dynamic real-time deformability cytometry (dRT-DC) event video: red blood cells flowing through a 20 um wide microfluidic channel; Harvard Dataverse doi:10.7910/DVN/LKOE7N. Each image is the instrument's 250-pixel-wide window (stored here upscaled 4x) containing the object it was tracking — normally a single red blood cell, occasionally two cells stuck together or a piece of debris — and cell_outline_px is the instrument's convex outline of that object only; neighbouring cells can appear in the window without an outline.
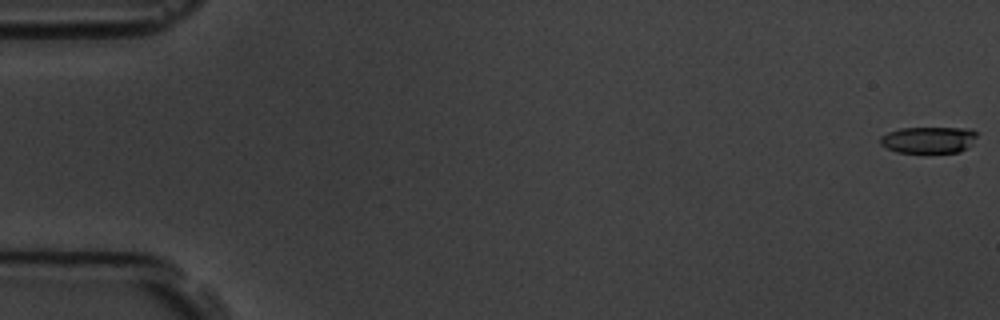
{"species": "common noctule bat (a hibernating species)", "species_latin": "Nyctalus noctula", "temperature_condition": "room temperature", "stored_images_in_passage": 5, "camera_frame_rate_fps": 3000, "um_per_image_px": 0.085, "animal": {"sex": "male", "body_mass_g": 19.5, "forearm_length_mm": 54.6}, "frame": {"image": 1, "passage_image": 1, "time_ms": 0.0, "image_size_px": [1000, 320], "cell_outline_px": [[976, 136], [972, 144], [968, 148], [960, 152], [896, 152], [880, 144], [880, 136], [888, 132], [900, 128], [972, 128], [976, 132]], "centroid_in_image_um": [78.94, 11.88], "position_along_channel_um": 6.1, "area_um2": 14.97}}
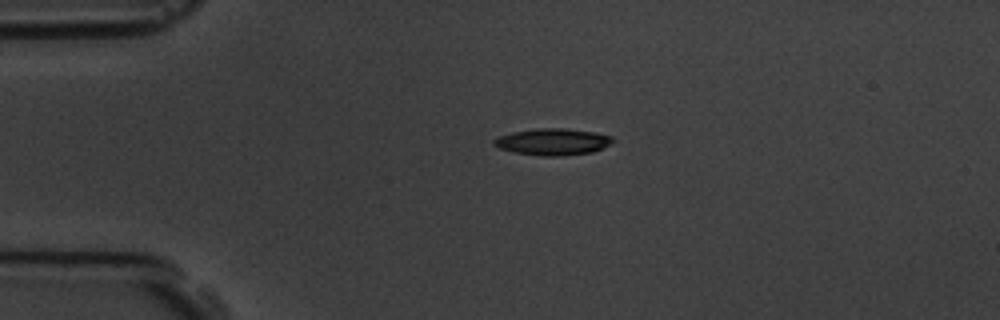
{"frame": {"image": 2, "passage_image": 4, "time_ms": 4.333, "image_size_px": [1000, 320], "cell_outline_px": [[616, 140], [592, 152], [560, 156], [544, 156], [512, 152], [500, 148], [492, 144], [492, 140], [496, 136], [512, 132], [536, 128], [564, 128], [596, 132], [612, 136]], "centroid_in_image_um": [46.94, 12.04], "position_along_channel_um": 38.1, "area_um2": 18.55}}